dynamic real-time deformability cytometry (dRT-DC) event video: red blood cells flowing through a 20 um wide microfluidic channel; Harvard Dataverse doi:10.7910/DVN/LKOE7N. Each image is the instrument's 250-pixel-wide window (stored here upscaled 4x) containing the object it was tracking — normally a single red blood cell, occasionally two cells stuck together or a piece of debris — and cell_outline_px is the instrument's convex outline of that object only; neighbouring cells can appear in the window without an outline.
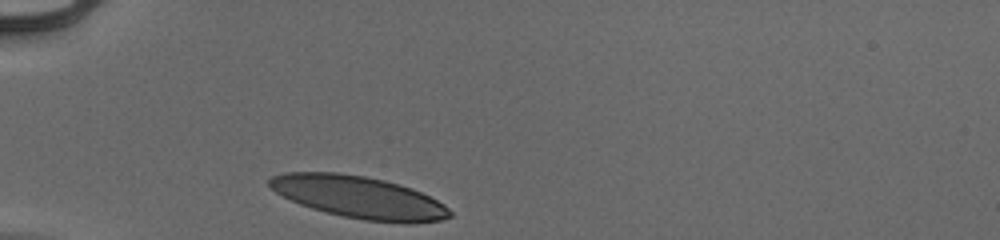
{"species": "human", "species_latin": "Homo sapiens", "temperature_condition": "cold", "stored_images_in_passage": 29, "camera_frame_rate_fps": 3000, "um_per_image_px": 0.085, "donor": {"sex": "male"}, "frame": {"image": 1, "passage_image": 1, "time_ms": 0.0, "image_size_px": [1000, 240], "cell_outline_px": [[452, 216], [440, 220], [412, 224], [404, 224], [364, 220], [344, 216], [312, 208], [300, 204], [276, 192], [268, 184], [268, 180], [272, 176], [284, 172], [336, 172], [364, 176], [384, 180], [412, 188], [444, 204], [452, 212]], "centroid_in_image_um": [30.53, 16.77], "position_along_channel_um": 54.5, "area_um2": 44.16}}
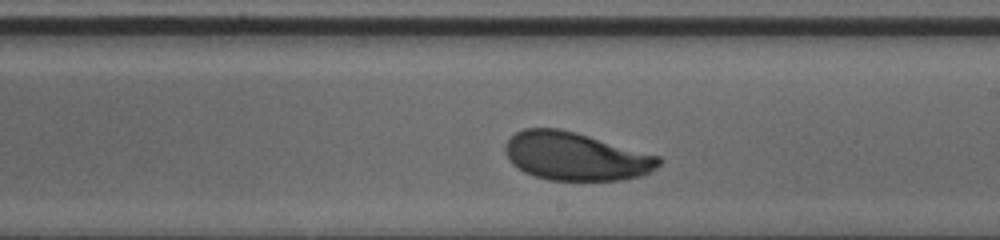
{"frame": {"image": 2, "passage_image": 17, "time_ms": 5.333, "image_size_px": [1000, 240], "cell_outline_px": [[664, 160], [652, 172], [640, 176], [620, 180], [548, 180], [532, 176], [524, 172], [512, 164], [504, 152], [504, 144], [516, 132], [524, 128], [560, 128], [576, 132], [660, 156]], "centroid_in_image_um": [48.93, 13.29], "position_along_channel_um": 240.1, "area_um2": 43.41}}
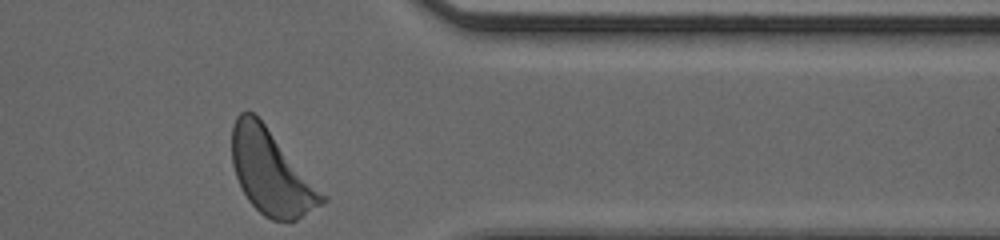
{"frame": {"image": 3, "passage_image": 29, "time_ms": 9.333, "image_size_px": [1000, 240], "cell_outline_px": [[328, 200], [324, 204], [296, 220], [272, 220], [264, 216], [248, 200], [236, 176], [232, 164], [232, 124], [236, 116], [240, 112], [252, 112], [264, 124], [328, 196]], "centroid_in_image_um": [23.07, 14.67], "position_along_channel_um": 388.3, "area_um2": 44.04}, "authors_computed_cell_mechanics": {"area_um2": 43.5234, "velocity_mm_per_s": 3.8919, "shape_relaxation_time_tau1_ms": 2.1612, "shape_relaxation_time_tau2_ms": 4.8236, "deformation_change_tau1": 0.1254, "deformation_change_tau2": 0.1177}}